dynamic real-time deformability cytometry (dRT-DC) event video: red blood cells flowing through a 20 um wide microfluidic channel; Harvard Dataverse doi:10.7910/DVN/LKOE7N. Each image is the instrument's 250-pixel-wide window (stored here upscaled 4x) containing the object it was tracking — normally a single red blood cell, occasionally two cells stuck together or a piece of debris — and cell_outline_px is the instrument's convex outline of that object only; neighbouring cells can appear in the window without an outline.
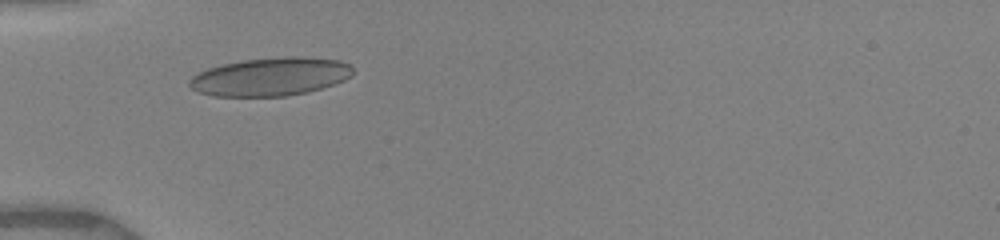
{"species": "human", "species_latin": "Homo sapiens", "temperature_condition": "warm", "stored_images_in_passage": 26, "camera_frame_rate_fps": 3000, "um_per_image_px": 0.085, "donor": {"sex": "female"}, "frame": {"image": 1, "passage_image": 1, "time_ms": 0.0, "image_size_px": [1000, 240], "cell_outline_px": [[356, 72], [352, 76], [336, 84], [308, 92], [288, 96], [212, 96], [196, 92], [188, 84], [188, 80], [192, 76], [208, 68], [224, 64], [244, 60], [284, 56], [300, 56], [340, 60], [352, 64]], "centroid_in_image_um": [23.05, 6.52], "position_along_channel_um": 62.0, "area_um2": 36.93}}
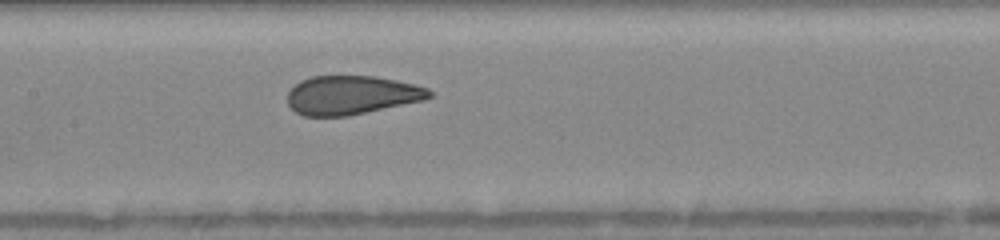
{"frame": {"image": 2, "passage_image": 8, "time_ms": 3.0, "image_size_px": [1000, 240], "cell_outline_px": [[432, 96], [424, 100], [348, 116], [304, 116], [296, 112], [288, 104], [288, 92], [300, 80], [312, 76], [376, 76], [416, 84], [428, 88], [432, 92]], "centroid_in_image_um": [29.9, 8.08], "position_along_channel_um": 177.5, "area_um2": 32.14}}
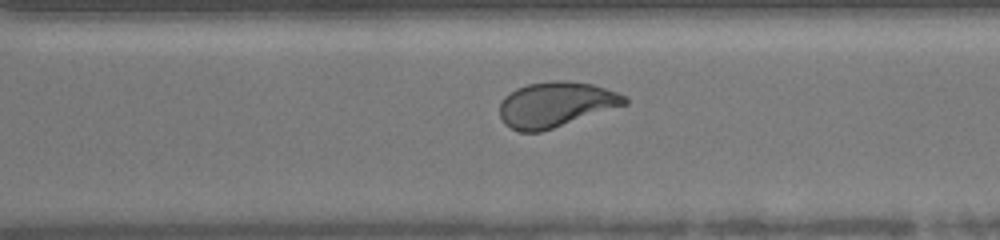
{"frame": {"image": 3, "passage_image": 18, "time_ms": 6.667, "image_size_px": [1000, 240], "cell_outline_px": [[628, 104], [540, 132], [520, 132], [504, 124], [500, 116], [500, 104], [504, 96], [516, 88], [528, 84], [552, 80], [568, 80], [592, 84], [628, 96]], "centroid_in_image_um": [47.24, 8.87], "position_along_channel_um": 323.4, "area_um2": 32.95}, "authors_computed_cell_mechanics": {"area_um2": 33.6685, "velocity_mm_per_s": 3.9956, "shape_relaxation_time_tau1_ms": 9.7205, "shape_relaxation_time_tau2_ms": 0.708, "deformation_change_tau1": 0.2593, "deformation_change_tau2": 0.0595}}